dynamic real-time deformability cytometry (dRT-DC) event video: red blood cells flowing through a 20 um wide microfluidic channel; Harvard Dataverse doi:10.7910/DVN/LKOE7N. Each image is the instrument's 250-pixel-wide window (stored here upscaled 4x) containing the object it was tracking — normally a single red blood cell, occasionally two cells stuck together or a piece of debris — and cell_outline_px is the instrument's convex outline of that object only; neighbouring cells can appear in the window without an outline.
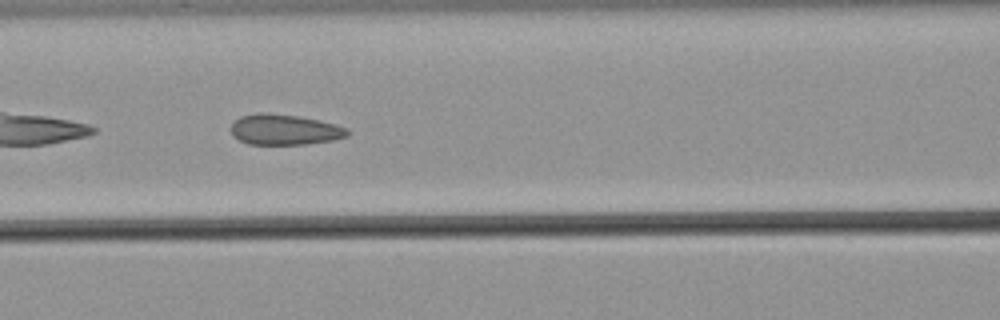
{"species": "common noctule bat (a hibernating species)", "species_latin": "Nyctalus noctula", "temperature_condition": "warm", "stored_images_in_passage": 28, "camera_frame_rate_fps": 3000, "um_per_image_px": 0.085, "animal": {"sex": "male", "body_mass_g": 21.5, "forearm_length_mm": 52.0}, "frame": {"image": 1, "passage_image": 13, "time_ms": 4.0, "image_size_px": [1000, 320], "cell_outline_px": [[348, 136], [332, 140], [308, 144], [248, 144], [232, 136], [232, 124], [240, 116], [264, 112], [268, 112], [300, 116], [320, 120], [348, 128]], "centroid_in_image_um": [24.19, 11.01], "position_along_channel_um": 142.4, "area_um2": 20.75}}
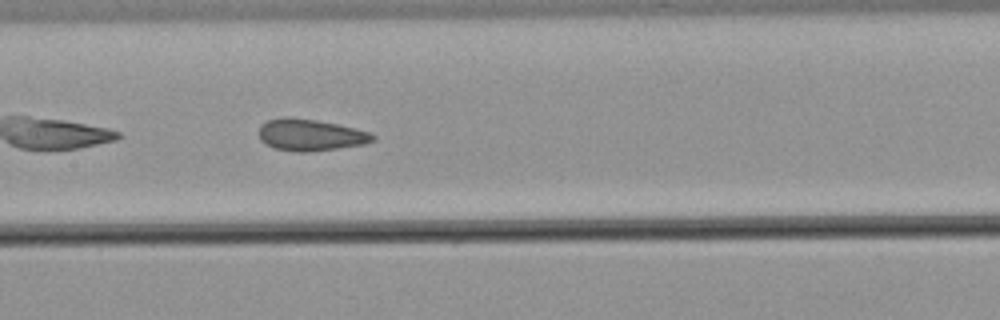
{"frame": {"image": 2, "passage_image": 16, "time_ms": 5.0, "image_size_px": [1000, 320], "cell_outline_px": [[376, 140], [364, 144], [308, 152], [296, 152], [276, 148], [260, 140], [260, 128], [268, 120], [284, 116], [316, 120], [336, 124], [368, 132], [376, 136]], "centroid_in_image_um": [26.4, 11.47], "position_along_channel_um": 181.0, "area_um2": 20.63}}
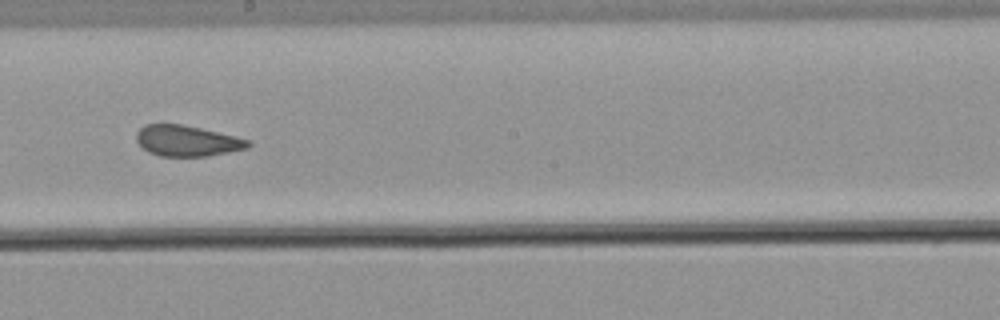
{"frame": {"image": 3, "passage_image": 20, "time_ms": 6.333, "image_size_px": [1000, 320], "cell_outline_px": [[252, 144], [248, 148], [208, 156], [160, 156], [148, 152], [136, 140], [136, 132], [144, 124], [180, 124], [200, 128], [236, 136], [252, 140]], "centroid_in_image_um": [15.92, 11.97], "position_along_channel_um": 232.3, "area_um2": 20.11}}